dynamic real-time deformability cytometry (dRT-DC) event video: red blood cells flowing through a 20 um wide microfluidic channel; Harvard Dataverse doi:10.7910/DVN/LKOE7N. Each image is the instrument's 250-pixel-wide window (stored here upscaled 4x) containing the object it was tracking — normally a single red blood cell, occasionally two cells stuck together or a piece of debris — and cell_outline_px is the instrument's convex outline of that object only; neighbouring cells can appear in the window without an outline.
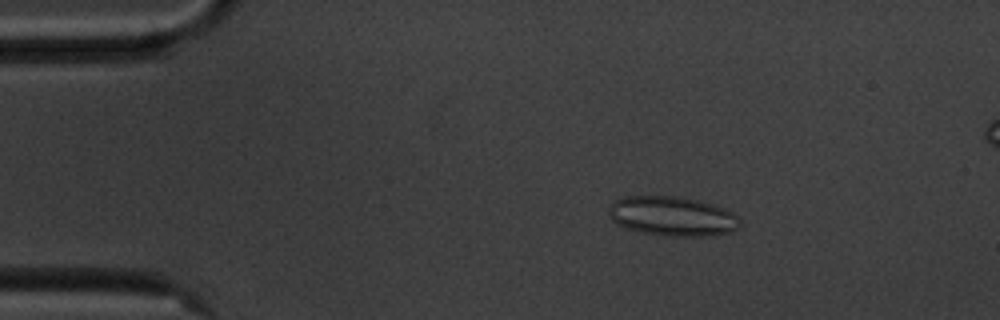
{"species": "common noctule bat (a hibernating species)", "species_latin": "Nyctalus noctula", "temperature_condition": "cold", "stored_images_in_passage": 56, "segment_of_instrument_passage": [1, 2], "camera_frame_rate_fps": 3000, "um_per_image_px": 0.085, "animal": {"sex": "male", "body_mass_g": 20.1, "forearm_length_mm": 53.5}, "frame": {"image": 1, "passage_image": 8, "time_ms": 2.333, "image_size_px": [1000, 320], "cell_outline_px": [[740, 228], [732, 232], [712, 236], [672, 236], [644, 232], [628, 228], [616, 224], [612, 220], [608, 212], [608, 208], [616, 200], [624, 196], [676, 196], [696, 200], [712, 204], [724, 208], [732, 212], [740, 220]], "centroid_in_image_um": [57.18, 18.38], "position_along_channel_um": 27.8, "area_um2": 30.17}}
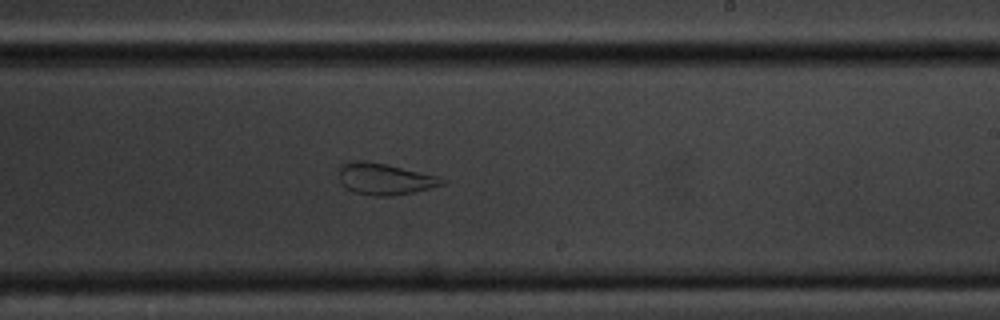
{"frame": {"image": 2, "passage_image": 32, "time_ms": 10.333, "image_size_px": [1000, 320], "cell_outline_px": [[448, 180], [444, 184], [412, 192], [392, 196], [368, 196], [356, 192], [340, 184], [340, 164], [352, 160], [364, 160], [388, 164], [440, 176]], "centroid_in_image_um": [32.71, 15.19], "position_along_channel_um": 256.3, "area_um2": 19.13}}
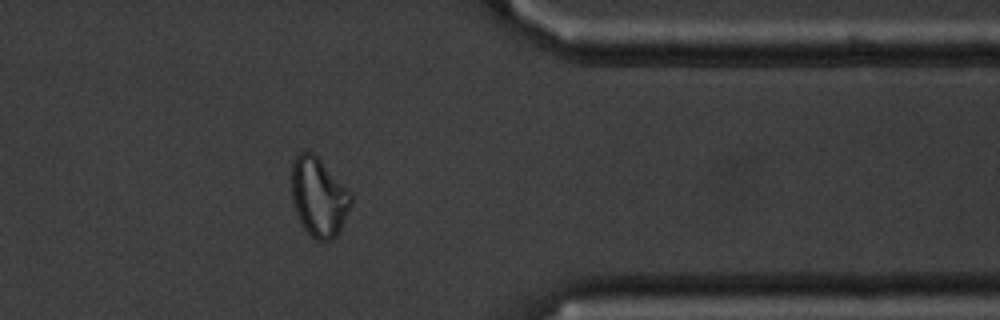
{"frame": {"image": 3, "passage_image": 44, "time_ms": 14.333, "image_size_px": [1000, 320], "cell_outline_px": [[352, 204], [340, 232], [332, 240], [316, 240], [304, 228], [296, 212], [292, 200], [292, 160], [300, 152], [312, 152], [352, 192]], "centroid_in_image_um": [27.12, 16.76], "position_along_channel_um": 384.3, "area_um2": 27.34}}